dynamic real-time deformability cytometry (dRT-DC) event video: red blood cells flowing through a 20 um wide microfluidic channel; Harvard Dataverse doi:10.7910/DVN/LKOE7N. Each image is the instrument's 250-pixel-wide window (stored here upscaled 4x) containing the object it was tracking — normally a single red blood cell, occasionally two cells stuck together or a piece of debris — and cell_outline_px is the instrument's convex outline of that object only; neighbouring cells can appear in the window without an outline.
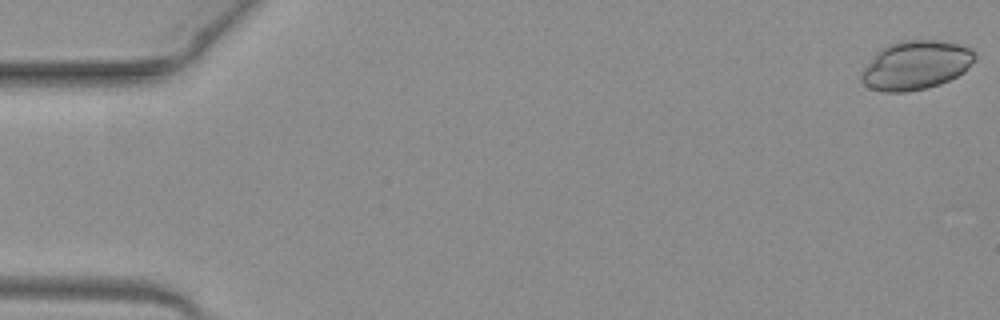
{"species": "common noctule bat (a hibernating species)", "species_latin": "Nyctalus noctula", "temperature_condition": "warm", "stored_images_in_passage": 50, "camera_frame_rate_fps": 3000, "um_per_image_px": 0.085, "animal": {"sex": "female", "body_mass_g": 19.3, "forearm_length_mm": 54.1}, "frame": {"image": 1, "passage_image": 1, "time_ms": 0.0, "image_size_px": [1000, 320], "cell_outline_px": [[976, 56], [964, 72], [940, 84], [928, 88], [908, 92], [884, 92], [868, 88], [860, 80], [860, 72], [876, 52], [880, 48], [888, 44], [900, 40], [940, 40], [964, 44], [972, 48], [976, 52]], "centroid_in_image_um": [77.83, 5.53], "position_along_channel_um": 7.2, "area_um2": 32.89}}